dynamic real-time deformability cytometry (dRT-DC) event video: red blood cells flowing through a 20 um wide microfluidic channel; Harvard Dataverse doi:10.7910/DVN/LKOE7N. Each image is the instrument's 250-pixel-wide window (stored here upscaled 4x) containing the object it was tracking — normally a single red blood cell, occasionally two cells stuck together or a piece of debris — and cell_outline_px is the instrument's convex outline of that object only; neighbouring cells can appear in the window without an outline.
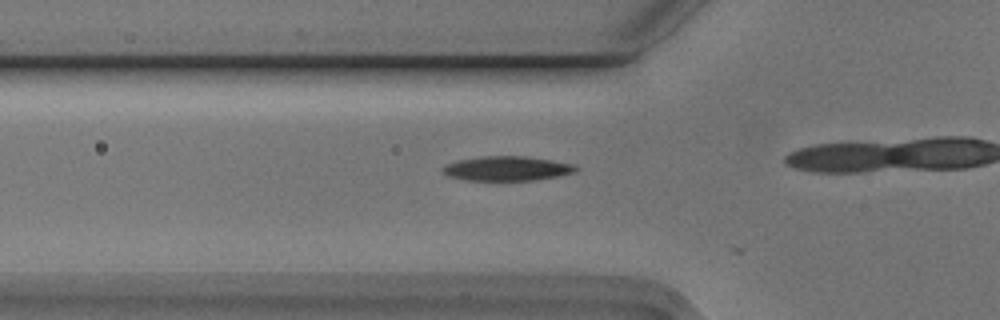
{"species": "Egyptian fruit bat (a non-hibernating species)", "species_latin": "Rousettus aegyptiacus", "temperature_condition": "cold", "stored_images_in_passage": 6, "camera_frame_rate_fps": 3000, "um_per_image_px": 0.085, "animal": {"sex": "male"}, "frame": {"image": 1, "passage_image": 2, "time_ms": 0.333, "image_size_px": [1000, 320], "cell_outline_px": [[580, 168], [576, 172], [556, 176], [532, 180], [468, 180], [448, 176], [440, 168], [444, 164], [460, 160], [480, 156], [524, 156], [572, 164]], "centroid_in_image_um": [43.06, 14.32], "position_along_channel_um": 82.7, "area_um2": 18.79}}
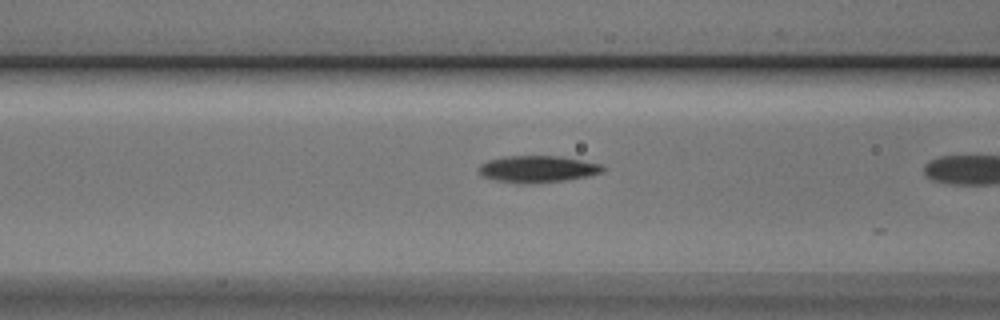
{"frame": {"image": 2, "passage_image": 5, "time_ms": 1.333, "image_size_px": [1000, 320], "cell_outline_px": [[604, 172], [588, 176], [568, 180], [532, 184], [516, 184], [496, 180], [480, 176], [476, 168], [480, 164], [488, 160], [508, 156], [560, 156], [600, 164], [604, 168]], "centroid_in_image_um": [45.64, 14.39], "position_along_channel_um": 121.0, "area_um2": 19.65}}